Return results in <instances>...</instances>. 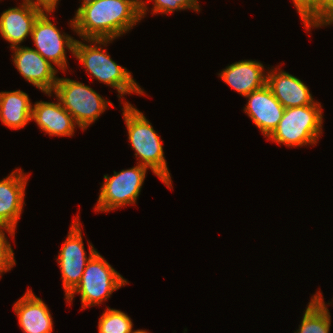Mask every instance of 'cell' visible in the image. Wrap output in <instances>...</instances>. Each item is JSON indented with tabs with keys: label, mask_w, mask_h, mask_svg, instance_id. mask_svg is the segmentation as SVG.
Listing matches in <instances>:
<instances>
[{
	"label": "cell",
	"mask_w": 333,
	"mask_h": 333,
	"mask_svg": "<svg viewBox=\"0 0 333 333\" xmlns=\"http://www.w3.org/2000/svg\"><path fill=\"white\" fill-rule=\"evenodd\" d=\"M146 10L145 0H83L70 27L83 40H114L140 22Z\"/></svg>",
	"instance_id": "6da1fadb"
},
{
	"label": "cell",
	"mask_w": 333,
	"mask_h": 333,
	"mask_svg": "<svg viewBox=\"0 0 333 333\" xmlns=\"http://www.w3.org/2000/svg\"><path fill=\"white\" fill-rule=\"evenodd\" d=\"M122 109L131 148L139 158L137 164L149 167L171 189L172 180L159 135L144 114L132 104L125 102Z\"/></svg>",
	"instance_id": "7a4b0ae2"
},
{
	"label": "cell",
	"mask_w": 333,
	"mask_h": 333,
	"mask_svg": "<svg viewBox=\"0 0 333 333\" xmlns=\"http://www.w3.org/2000/svg\"><path fill=\"white\" fill-rule=\"evenodd\" d=\"M90 45L76 40L74 56L80 61L96 80L113 87L122 97L125 94L137 93L143 95V90L133 79L131 72L112 60L106 49H101L98 44L107 46L113 39H85ZM94 43V45L92 44Z\"/></svg>",
	"instance_id": "3957f363"
},
{
	"label": "cell",
	"mask_w": 333,
	"mask_h": 333,
	"mask_svg": "<svg viewBox=\"0 0 333 333\" xmlns=\"http://www.w3.org/2000/svg\"><path fill=\"white\" fill-rule=\"evenodd\" d=\"M321 103L285 108L277 128L268 137L277 144L290 147L316 144L322 134Z\"/></svg>",
	"instance_id": "277c9868"
},
{
	"label": "cell",
	"mask_w": 333,
	"mask_h": 333,
	"mask_svg": "<svg viewBox=\"0 0 333 333\" xmlns=\"http://www.w3.org/2000/svg\"><path fill=\"white\" fill-rule=\"evenodd\" d=\"M128 284L99 253L98 251L87 262L82 278L78 285L65 297L72 302L74 295L81 296L82 308L101 304L111 294L122 286Z\"/></svg>",
	"instance_id": "5b68a950"
},
{
	"label": "cell",
	"mask_w": 333,
	"mask_h": 333,
	"mask_svg": "<svg viewBox=\"0 0 333 333\" xmlns=\"http://www.w3.org/2000/svg\"><path fill=\"white\" fill-rule=\"evenodd\" d=\"M52 92L82 130L95 122L109 105L114 106L91 87L69 78H58Z\"/></svg>",
	"instance_id": "8992f818"
},
{
	"label": "cell",
	"mask_w": 333,
	"mask_h": 333,
	"mask_svg": "<svg viewBox=\"0 0 333 333\" xmlns=\"http://www.w3.org/2000/svg\"><path fill=\"white\" fill-rule=\"evenodd\" d=\"M147 167L138 164L133 168L104 175L95 211L109 212L122 206L135 204L145 180Z\"/></svg>",
	"instance_id": "52a82bcc"
},
{
	"label": "cell",
	"mask_w": 333,
	"mask_h": 333,
	"mask_svg": "<svg viewBox=\"0 0 333 333\" xmlns=\"http://www.w3.org/2000/svg\"><path fill=\"white\" fill-rule=\"evenodd\" d=\"M69 229L68 236L61 247L57 259L61 269V278L65 297L80 282L87 262L97 252L91 243H89V258L86 256L82 233L80 229L79 216L75 217Z\"/></svg>",
	"instance_id": "ba28073f"
},
{
	"label": "cell",
	"mask_w": 333,
	"mask_h": 333,
	"mask_svg": "<svg viewBox=\"0 0 333 333\" xmlns=\"http://www.w3.org/2000/svg\"><path fill=\"white\" fill-rule=\"evenodd\" d=\"M49 14L51 12H42L38 16L33 26L31 38L36 46L35 50L45 60L65 71L68 66L65 47L74 54L76 39L68 34H61L51 22Z\"/></svg>",
	"instance_id": "9c48e42d"
},
{
	"label": "cell",
	"mask_w": 333,
	"mask_h": 333,
	"mask_svg": "<svg viewBox=\"0 0 333 333\" xmlns=\"http://www.w3.org/2000/svg\"><path fill=\"white\" fill-rule=\"evenodd\" d=\"M11 50L14 51L12 59L19 73L26 81L51 96L58 80L57 70L52 63L33 48L17 46Z\"/></svg>",
	"instance_id": "30bf717a"
},
{
	"label": "cell",
	"mask_w": 333,
	"mask_h": 333,
	"mask_svg": "<svg viewBox=\"0 0 333 333\" xmlns=\"http://www.w3.org/2000/svg\"><path fill=\"white\" fill-rule=\"evenodd\" d=\"M245 97L248 98L244 108L245 113L268 138L277 128L285 111L284 106L275 98L267 85Z\"/></svg>",
	"instance_id": "8fae6325"
},
{
	"label": "cell",
	"mask_w": 333,
	"mask_h": 333,
	"mask_svg": "<svg viewBox=\"0 0 333 333\" xmlns=\"http://www.w3.org/2000/svg\"><path fill=\"white\" fill-rule=\"evenodd\" d=\"M28 176L16 169L0 180V227L16 229L25 205L24 196Z\"/></svg>",
	"instance_id": "7c38bea8"
},
{
	"label": "cell",
	"mask_w": 333,
	"mask_h": 333,
	"mask_svg": "<svg viewBox=\"0 0 333 333\" xmlns=\"http://www.w3.org/2000/svg\"><path fill=\"white\" fill-rule=\"evenodd\" d=\"M41 10L22 2L19 7H12L2 12L0 16V34L6 41L11 43L10 48L20 44L31 36L34 23Z\"/></svg>",
	"instance_id": "4fadbf2b"
},
{
	"label": "cell",
	"mask_w": 333,
	"mask_h": 333,
	"mask_svg": "<svg viewBox=\"0 0 333 333\" xmlns=\"http://www.w3.org/2000/svg\"><path fill=\"white\" fill-rule=\"evenodd\" d=\"M266 85L284 108L307 106L315 102L308 86L288 72L271 69Z\"/></svg>",
	"instance_id": "5bb4252c"
},
{
	"label": "cell",
	"mask_w": 333,
	"mask_h": 333,
	"mask_svg": "<svg viewBox=\"0 0 333 333\" xmlns=\"http://www.w3.org/2000/svg\"><path fill=\"white\" fill-rule=\"evenodd\" d=\"M13 309L24 333L53 331V319L47 305L31 289L13 305Z\"/></svg>",
	"instance_id": "9a60e30c"
},
{
	"label": "cell",
	"mask_w": 333,
	"mask_h": 333,
	"mask_svg": "<svg viewBox=\"0 0 333 333\" xmlns=\"http://www.w3.org/2000/svg\"><path fill=\"white\" fill-rule=\"evenodd\" d=\"M218 75L243 97L264 87L267 82L264 66L256 60L238 61L228 65Z\"/></svg>",
	"instance_id": "2e32d148"
},
{
	"label": "cell",
	"mask_w": 333,
	"mask_h": 333,
	"mask_svg": "<svg viewBox=\"0 0 333 333\" xmlns=\"http://www.w3.org/2000/svg\"><path fill=\"white\" fill-rule=\"evenodd\" d=\"M58 103L39 101L32 106L31 120L50 136H73L76 122L72 115Z\"/></svg>",
	"instance_id": "e0dca14e"
},
{
	"label": "cell",
	"mask_w": 333,
	"mask_h": 333,
	"mask_svg": "<svg viewBox=\"0 0 333 333\" xmlns=\"http://www.w3.org/2000/svg\"><path fill=\"white\" fill-rule=\"evenodd\" d=\"M32 103L21 90L0 92V119L11 129H20L31 121Z\"/></svg>",
	"instance_id": "ac0fdd59"
},
{
	"label": "cell",
	"mask_w": 333,
	"mask_h": 333,
	"mask_svg": "<svg viewBox=\"0 0 333 333\" xmlns=\"http://www.w3.org/2000/svg\"><path fill=\"white\" fill-rule=\"evenodd\" d=\"M318 291L308 303L301 325L295 333H329L331 326L330 312Z\"/></svg>",
	"instance_id": "d6986e66"
},
{
	"label": "cell",
	"mask_w": 333,
	"mask_h": 333,
	"mask_svg": "<svg viewBox=\"0 0 333 333\" xmlns=\"http://www.w3.org/2000/svg\"><path fill=\"white\" fill-rule=\"evenodd\" d=\"M132 328V320L127 314L108 307L98 322L99 333H132Z\"/></svg>",
	"instance_id": "ffe728a7"
},
{
	"label": "cell",
	"mask_w": 333,
	"mask_h": 333,
	"mask_svg": "<svg viewBox=\"0 0 333 333\" xmlns=\"http://www.w3.org/2000/svg\"><path fill=\"white\" fill-rule=\"evenodd\" d=\"M154 1L152 8L153 14L161 13L168 14L175 10L193 9L196 12L200 11V6L197 0H149Z\"/></svg>",
	"instance_id": "44dd1931"
},
{
	"label": "cell",
	"mask_w": 333,
	"mask_h": 333,
	"mask_svg": "<svg viewBox=\"0 0 333 333\" xmlns=\"http://www.w3.org/2000/svg\"><path fill=\"white\" fill-rule=\"evenodd\" d=\"M4 230L12 237L15 234V230L0 227V274L8 272L16 264L13 249L5 236Z\"/></svg>",
	"instance_id": "7402d4cb"
},
{
	"label": "cell",
	"mask_w": 333,
	"mask_h": 333,
	"mask_svg": "<svg viewBox=\"0 0 333 333\" xmlns=\"http://www.w3.org/2000/svg\"><path fill=\"white\" fill-rule=\"evenodd\" d=\"M299 13L303 25L307 31L316 27V1L315 0H292Z\"/></svg>",
	"instance_id": "603a6c76"
},
{
	"label": "cell",
	"mask_w": 333,
	"mask_h": 333,
	"mask_svg": "<svg viewBox=\"0 0 333 333\" xmlns=\"http://www.w3.org/2000/svg\"><path fill=\"white\" fill-rule=\"evenodd\" d=\"M316 1V27L333 24V0Z\"/></svg>",
	"instance_id": "cb8c5ba5"
},
{
	"label": "cell",
	"mask_w": 333,
	"mask_h": 333,
	"mask_svg": "<svg viewBox=\"0 0 333 333\" xmlns=\"http://www.w3.org/2000/svg\"><path fill=\"white\" fill-rule=\"evenodd\" d=\"M23 2L30 4L42 12H53L59 0H23Z\"/></svg>",
	"instance_id": "d4e9b609"
},
{
	"label": "cell",
	"mask_w": 333,
	"mask_h": 333,
	"mask_svg": "<svg viewBox=\"0 0 333 333\" xmlns=\"http://www.w3.org/2000/svg\"><path fill=\"white\" fill-rule=\"evenodd\" d=\"M132 333H149V332L146 330H135Z\"/></svg>",
	"instance_id": "484cf974"
}]
</instances>
